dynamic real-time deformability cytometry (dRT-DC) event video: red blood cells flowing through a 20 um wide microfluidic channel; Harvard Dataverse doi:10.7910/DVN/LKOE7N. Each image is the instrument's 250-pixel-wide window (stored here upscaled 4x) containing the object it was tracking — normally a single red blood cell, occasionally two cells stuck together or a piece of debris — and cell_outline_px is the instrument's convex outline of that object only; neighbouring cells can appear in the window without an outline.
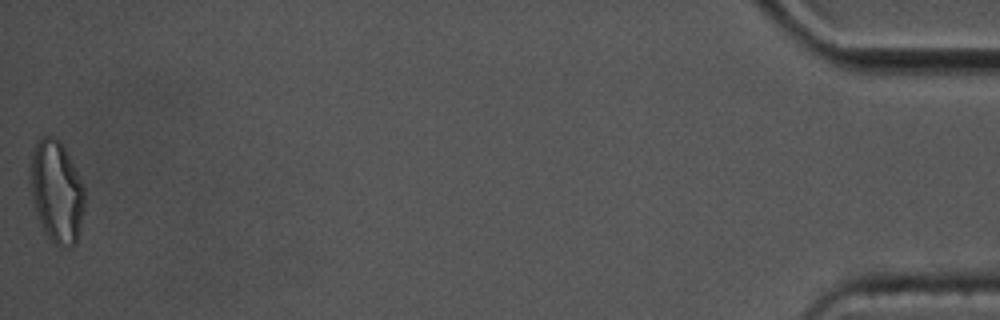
{"species": "common noctule bat (a hibernating species)", "species_latin": "Nyctalus noctula", "temperature_condition": "cold", "stored_images_in_passage": 43, "camera_frame_rate_fps": 3000, "um_per_image_px": 0.085, "animal": {"sex": "male", "body_mass_g": 17.5, "forearm_length_mm": 52.3}, "frame": {"image": 1, "passage_image": 43, "time_ms": 14.0, "image_size_px": [1000, 320], "cell_outline_px": [[84, 208], [76, 244], [72, 248], [60, 248], [44, 232], [36, 216], [32, 192], [32, 152], [36, 140], [40, 136], [56, 136], [60, 140], [84, 184]], "centroid_in_image_um": [4.83, 16.3], "position_along_channel_um": 430.4, "area_um2": 32.25}, "authors_computed_cell_mechanics": {"area_um2": 21.964, "velocity_mm_per_s": 3.4961, "shape_relaxation_time_tau1_ms": 8.8293, "shape_relaxation_time_tau2_ms": 4.7344, "deformation_change_tau1": 0.1731, "deformation_change_tau2": 0.1172}}